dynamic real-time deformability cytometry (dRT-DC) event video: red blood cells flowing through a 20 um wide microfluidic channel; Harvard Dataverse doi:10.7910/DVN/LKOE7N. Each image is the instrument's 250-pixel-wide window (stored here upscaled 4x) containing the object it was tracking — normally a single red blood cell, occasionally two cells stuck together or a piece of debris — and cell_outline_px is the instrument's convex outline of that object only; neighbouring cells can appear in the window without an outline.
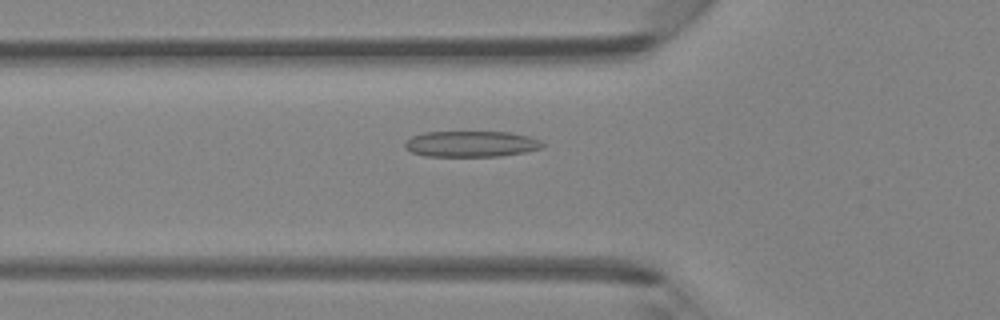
{"species": "Egyptian fruit bat (a non-hibernating species)", "species_latin": "Rousettus aegyptiacus", "temperature_condition": "room temperature", "stored_images_in_passage": 38, "camera_frame_rate_fps": 3000, "um_per_image_px": 0.085, "animal": {"sex": "female"}, "frame": {"image": 1, "passage_image": 8, "time_ms": 2.333, "image_size_px": [1000, 320], "cell_outline_px": [[544, 148], [524, 152], [500, 156], [424, 156], [412, 152], [404, 148], [404, 144], [412, 136], [424, 132], [508, 132], [528, 136], [540, 140], [544, 144]], "centroid_in_image_um": [40.05, 12.23], "position_along_channel_um": 85.7, "area_um2": 20.81}}
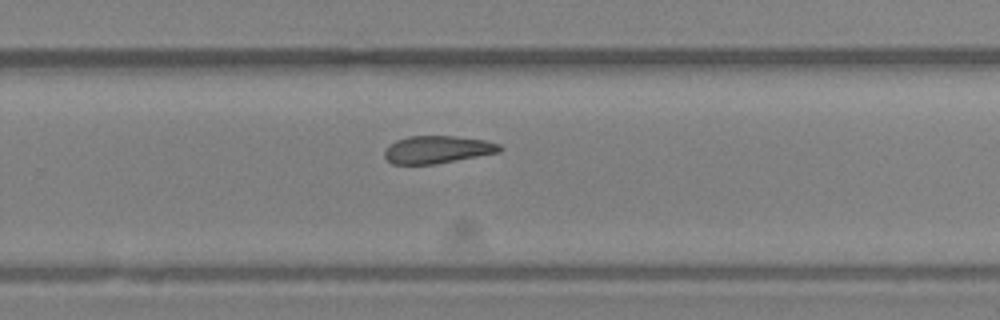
{"frame": {"image": 2, "passage_image": 22, "time_ms": 7.0, "image_size_px": [1000, 320], "cell_outline_px": [[504, 148], [500, 152], [432, 164], [392, 164], [384, 156], [384, 152], [388, 144], [396, 140], [408, 136], [452, 136], [484, 140], [500, 144]], "centroid_in_image_um": [37.15, 12.7], "position_along_channel_um": 292.6, "area_um2": 18.38}}
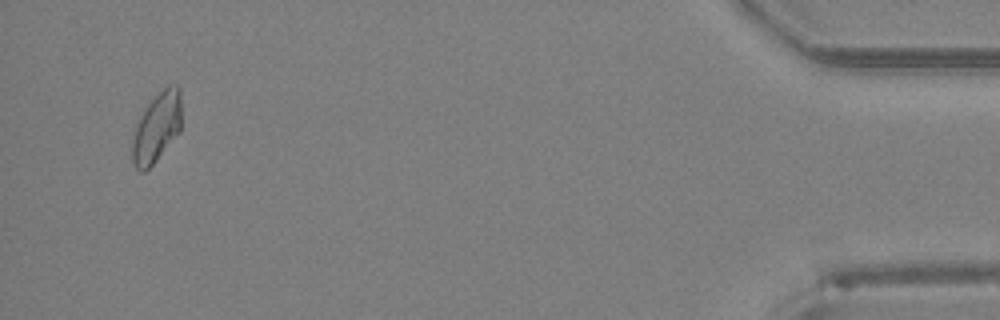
{"frame": {"image": 3, "passage_image": 36, "time_ms": 11.667, "image_size_px": [1000, 320], "cell_outline_px": [[180, 132], [156, 160], [144, 172], [140, 172], [136, 168], [132, 160], [132, 140], [136, 124], [140, 116], [148, 104], [168, 84], [176, 84], [180, 88]], "centroid_in_image_um": [13.32, 10.84], "position_along_channel_um": 421.9, "area_um2": 19.77}}